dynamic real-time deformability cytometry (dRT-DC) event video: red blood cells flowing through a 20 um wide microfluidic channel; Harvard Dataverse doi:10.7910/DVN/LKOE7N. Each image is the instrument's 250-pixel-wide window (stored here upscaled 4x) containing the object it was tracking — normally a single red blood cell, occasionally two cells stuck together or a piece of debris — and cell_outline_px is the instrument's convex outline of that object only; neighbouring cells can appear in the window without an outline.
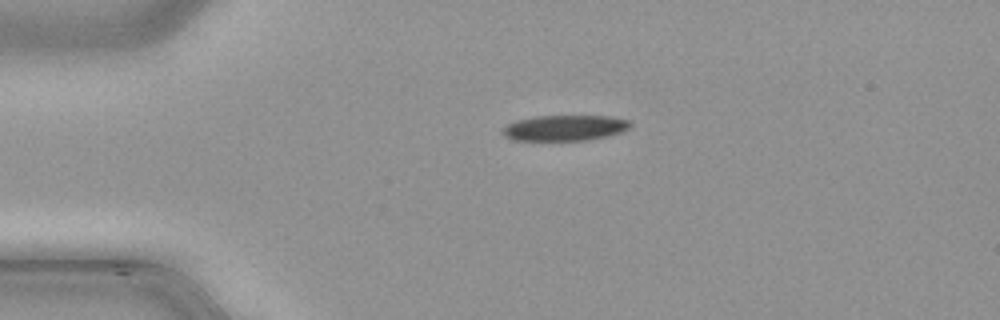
{"species": "common noctule bat (a hibernating species)", "species_latin": "Nyctalus noctula", "temperature_condition": "cold", "stored_images_in_passage": 17, "camera_frame_rate_fps": 3000, "um_per_image_px": 0.085, "animal": {"sex": "male", "body_mass_g": 21.5, "forearm_length_mm": 52.0}, "frame": {"image": 1, "passage_image": 11, "time_ms": 3.333, "image_size_px": [1000, 320], "cell_outline_px": [[632, 124], [628, 128], [620, 132], [608, 136], [588, 140], [512, 140], [504, 136], [500, 132], [508, 124], [516, 120], [536, 116], [608, 116], [628, 120]], "centroid_in_image_um": [47.98, 10.87], "position_along_channel_um": 37.0, "area_um2": 19.02}}